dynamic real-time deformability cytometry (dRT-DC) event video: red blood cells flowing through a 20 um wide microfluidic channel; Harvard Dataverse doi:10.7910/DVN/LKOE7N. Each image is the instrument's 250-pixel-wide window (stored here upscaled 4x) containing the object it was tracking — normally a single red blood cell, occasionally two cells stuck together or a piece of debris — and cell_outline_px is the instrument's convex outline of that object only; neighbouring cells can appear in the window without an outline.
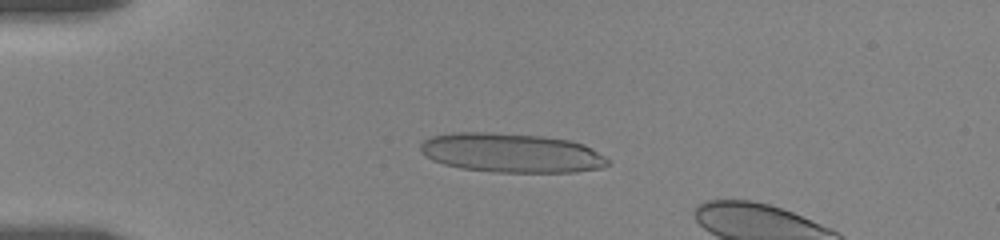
{"species": "human", "species_latin": "Homo sapiens", "temperature_condition": "room temperature", "stored_images_in_passage": 11, "camera_frame_rate_fps": 3000, "um_per_image_px": 0.085, "donor": {"sex": "female"}, "frame": {"image": 1, "passage_image": 8, "time_ms": 4.0, "image_size_px": [1000, 240], "cell_outline_px": [[608, 164], [604, 168], [576, 172], [492, 172], [460, 168], [444, 164], [432, 160], [420, 152], [420, 144], [424, 140], [432, 136], [452, 132], [488, 132], [544, 136], [568, 140], [584, 144], [592, 148], [604, 156], [608, 160]], "centroid_in_image_um": [43.45, 13.0], "position_along_channel_um": 41.5, "area_um2": 43.12}}